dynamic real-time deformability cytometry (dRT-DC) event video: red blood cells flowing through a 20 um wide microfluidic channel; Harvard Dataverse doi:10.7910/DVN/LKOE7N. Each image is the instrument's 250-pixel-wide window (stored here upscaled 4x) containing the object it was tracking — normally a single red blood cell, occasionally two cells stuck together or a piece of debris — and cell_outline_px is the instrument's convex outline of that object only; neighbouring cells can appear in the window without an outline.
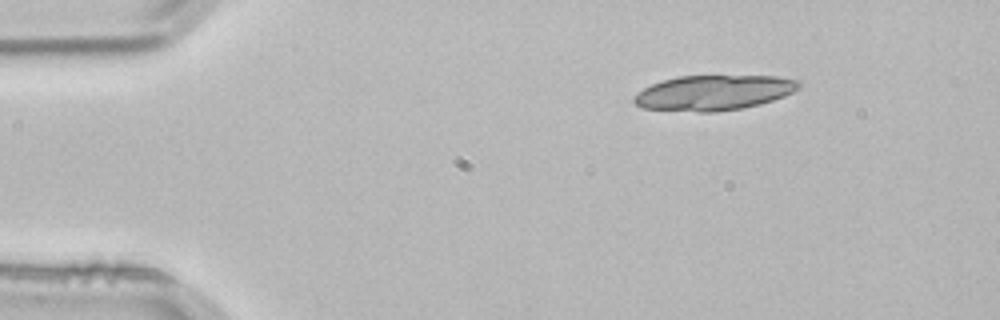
{"species": "common noctule bat (a hibernating species)", "species_latin": "Nyctalus noctula", "temperature_condition": "room temperature", "stored_images_in_passage": 3, "camera_frame_rate_fps": 3000, "um_per_image_px": 0.085, "animal": {"sex": "male", "body_mass_g": 21.5, "forearm_length_mm": 52.0}, "frame": {"image": 1, "passage_image": 1, "time_ms": 0.0, "image_size_px": [1000, 320], "cell_outline_px": [[800, 84], [792, 92], [784, 96], [760, 104], [744, 108], [716, 112], [700, 112], [640, 108], [632, 100], [632, 96], [644, 88], [652, 84], [664, 80], [680, 76], [780, 76], [800, 80]], "centroid_in_image_um": [60.64, 7.88], "position_along_channel_um": 24.4, "area_um2": 33.76}}
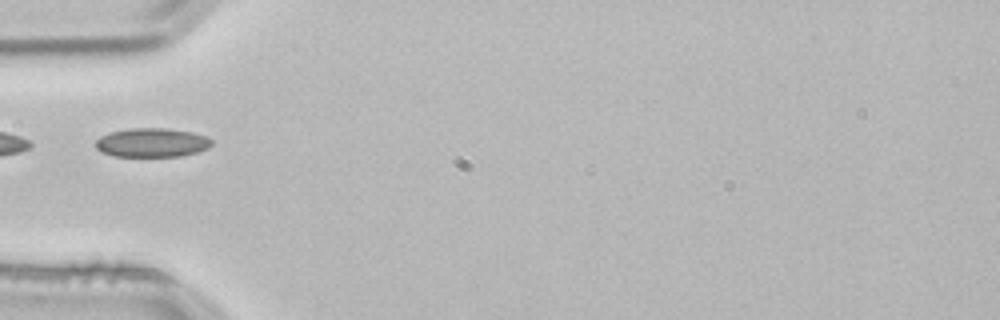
{"frame": {"image": 2, "passage_image": 3, "time_ms": 0.667, "image_size_px": [1000, 320], "cell_outline_px": [[212, 144], [208, 148], [196, 152], [180, 156], [112, 156], [100, 152], [96, 148], [96, 140], [100, 136], [108, 132], [128, 128], [168, 128], [192, 132], [208, 136], [212, 140]], "centroid_in_image_um": [12.89, 12.11], "position_along_channel_um": 72.1, "area_um2": 19.83}}